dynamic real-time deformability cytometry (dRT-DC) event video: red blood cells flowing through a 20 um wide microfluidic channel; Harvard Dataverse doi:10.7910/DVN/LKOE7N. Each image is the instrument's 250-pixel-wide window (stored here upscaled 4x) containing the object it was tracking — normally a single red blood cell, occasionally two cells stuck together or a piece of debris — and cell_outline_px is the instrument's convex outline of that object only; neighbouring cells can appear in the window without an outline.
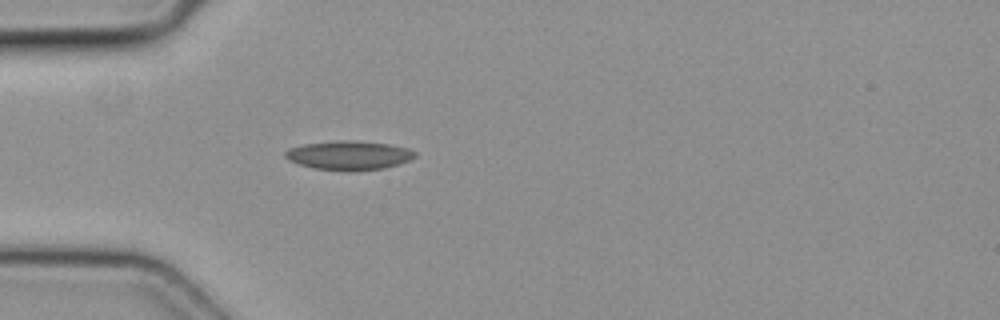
{"species": "common noctule bat (a hibernating species)", "species_latin": "Nyctalus noctula", "temperature_condition": "cold", "stored_images_in_passage": 3, "camera_frame_rate_fps": 3000, "um_per_image_px": 0.085, "animal": {"sex": "female", "body_mass_g": 19.3, "forearm_length_mm": 54.1}, "frame": {"image": 1, "passage_image": 3, "time_ms": 0.667, "image_size_px": [1000, 320], "cell_outline_px": [[416, 156], [408, 160], [384, 168], [316, 168], [300, 164], [288, 160], [284, 156], [284, 152], [288, 148], [304, 144], [336, 140], [352, 140], [388, 144], [408, 148], [416, 152]], "centroid_in_image_um": [29.62, 13.14], "position_along_channel_um": 55.4, "area_um2": 20.98}}